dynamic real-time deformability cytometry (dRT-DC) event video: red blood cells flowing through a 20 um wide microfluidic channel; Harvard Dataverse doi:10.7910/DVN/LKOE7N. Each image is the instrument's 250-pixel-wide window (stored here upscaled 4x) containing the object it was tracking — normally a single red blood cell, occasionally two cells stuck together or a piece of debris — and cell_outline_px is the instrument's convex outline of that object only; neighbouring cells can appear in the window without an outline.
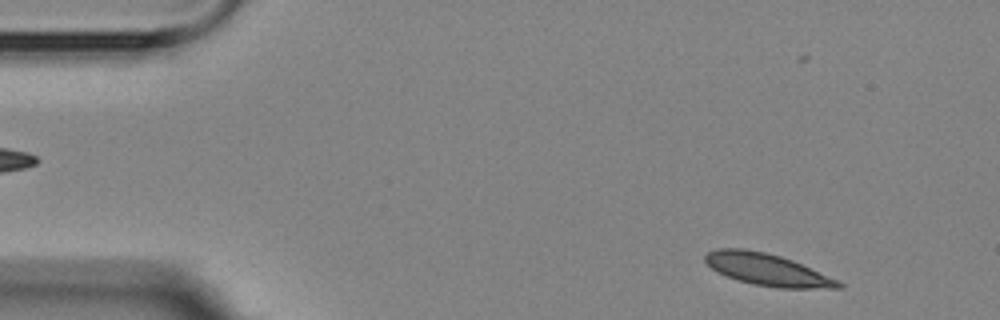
{"species": "Egyptian fruit bat (a non-hibernating species)", "species_latin": "Rousettus aegyptiacus", "temperature_condition": "room temperature", "stored_images_in_passage": 5, "camera_frame_rate_fps": 3000, "um_per_image_px": 0.085, "animal": {"sex": "female"}, "frame": {"image": 1, "passage_image": 5, "time_ms": 4.667, "image_size_px": [1000, 320], "cell_outline_px": [[844, 288], [776, 288], [752, 284], [736, 280], [716, 272], [704, 260], [704, 256], [708, 252], [716, 248], [744, 248], [764, 252], [780, 256], [792, 260], [840, 280], [844, 284]], "centroid_in_image_um": [65.22, 22.92], "position_along_channel_um": 19.8, "area_um2": 25.03}}